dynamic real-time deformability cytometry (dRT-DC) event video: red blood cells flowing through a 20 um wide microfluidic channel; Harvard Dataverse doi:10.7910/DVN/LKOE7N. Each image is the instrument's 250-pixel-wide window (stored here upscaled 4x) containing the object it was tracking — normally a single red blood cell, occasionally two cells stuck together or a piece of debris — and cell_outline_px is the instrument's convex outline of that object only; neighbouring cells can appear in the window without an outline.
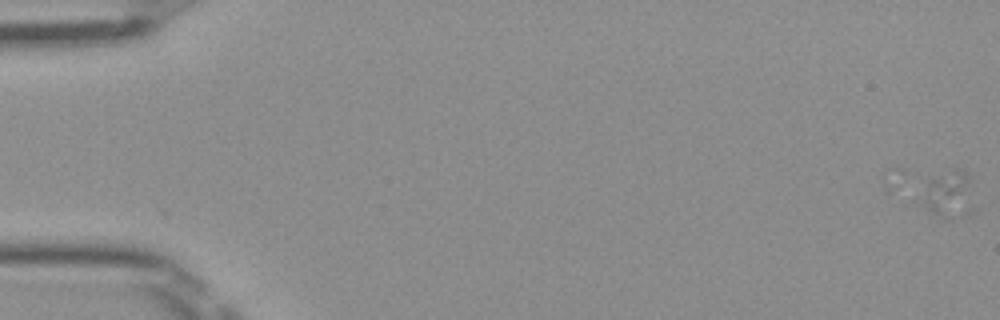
{"species": "Egyptian fruit bat (a non-hibernating species)", "species_latin": "Rousettus aegyptiacus", "temperature_condition": "room temperature", "stored_images_in_passage": 3, "camera_frame_rate_fps": 3000, "um_per_image_px": 0.085, "frame": {"image": 1, "passage_image": 1, "time_ms": 0.0, "image_size_px": [1000, 320], "cell_outline_px": [[968, 184], [948, 220], [940, 220], [932, 216], [916, 204], [916, 200], [928, 180], [956, 164], [964, 168], [968, 172]], "centroid_in_image_um": [80.21, 16.36], "position_along_channel_um": 4.8, "area_um2": 13.01}}